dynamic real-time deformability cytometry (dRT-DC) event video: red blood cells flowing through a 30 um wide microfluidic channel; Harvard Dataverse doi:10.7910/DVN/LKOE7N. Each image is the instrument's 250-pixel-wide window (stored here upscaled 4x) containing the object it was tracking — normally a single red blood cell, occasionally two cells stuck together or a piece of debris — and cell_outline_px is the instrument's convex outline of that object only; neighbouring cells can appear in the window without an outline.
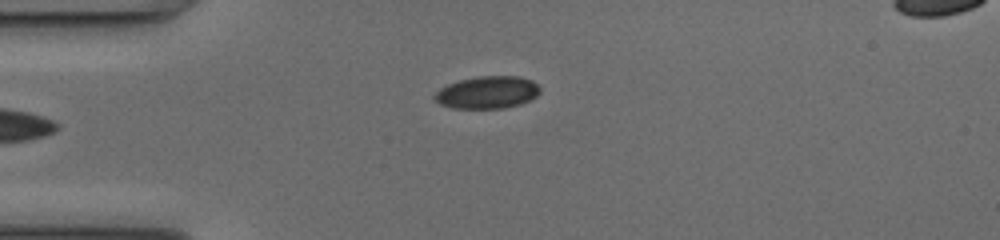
{"species": "common noctule bat (a hibernating species)", "species_latin": "Nyctalus noctula", "temperature_condition": "cold", "stored_images_in_passage": 33, "camera_frame_rate_fps": 3000, "um_per_image_px": 0.085, "animal": {"sex": "female", "body_mass_g": 17.0, "forearm_length_mm": 48.0}, "frame": {"image": 1, "passage_image": 1, "time_ms": 0.0, "image_size_px": [1000, 240], "cell_outline_px": [[540, 92], [536, 96], [520, 104], [504, 108], [452, 108], [440, 104], [432, 96], [440, 88], [448, 84], [460, 80], [480, 76], [520, 76], [532, 80], [540, 88]], "centroid_in_image_um": [41.42, 7.85], "position_along_channel_um": 43.6, "area_um2": 19.83}}
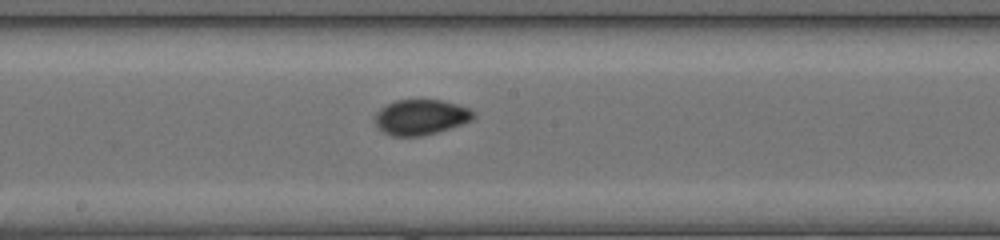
{"frame": {"image": 2, "passage_image": 15, "time_ms": 4.667, "image_size_px": [1000, 240], "cell_outline_px": [[476, 116], [472, 120], [436, 132], [420, 136], [392, 136], [384, 132], [372, 120], [376, 112], [380, 108], [396, 100], [440, 100], [456, 104], [468, 108], [476, 112]], "centroid_in_image_um": [35.75, 9.95], "position_along_channel_um": 212.5, "area_um2": 20.17}}
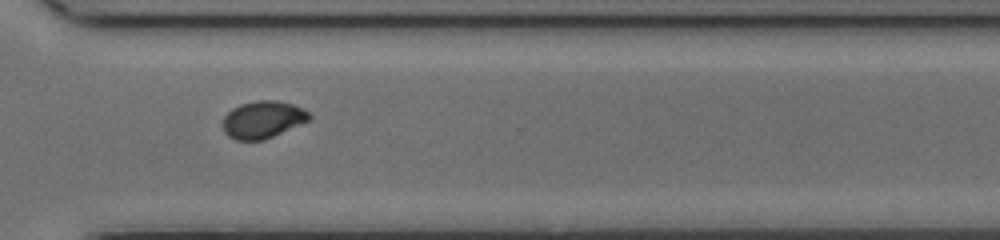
{"frame": {"image": 3, "passage_image": 25, "time_ms": 8.0, "image_size_px": [1000, 240], "cell_outline_px": [[312, 116], [308, 120], [264, 140], [236, 140], [228, 136], [224, 132], [220, 124], [224, 116], [232, 108], [240, 104], [256, 100], [276, 100], [292, 104], [308, 112]], "centroid_in_image_um": [22.26, 10.16], "position_along_channel_um": 348.3, "area_um2": 18.73}, "authors_computed_cell_mechanics": {"area_um2": 20.0566, "velocity_mm_per_s": 4.0914, "shape_relaxation_time_tau1_ms": null, "shape_relaxation_time_tau2_ms": 1.1611, "deformation_change_tau1": null, "deformation_change_tau2": 0.0355}}